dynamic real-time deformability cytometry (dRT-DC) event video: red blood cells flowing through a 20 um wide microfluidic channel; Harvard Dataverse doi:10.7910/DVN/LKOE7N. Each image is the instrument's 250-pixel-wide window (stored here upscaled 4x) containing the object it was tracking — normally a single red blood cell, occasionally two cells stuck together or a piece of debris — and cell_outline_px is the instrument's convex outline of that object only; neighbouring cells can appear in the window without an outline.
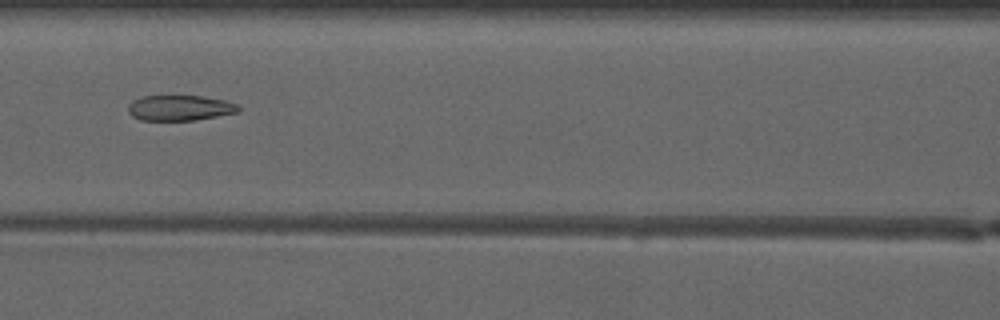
{"species": "common noctule bat (a hibernating species)", "species_latin": "Nyctalus noctula", "temperature_condition": "warm", "stored_images_in_passage": 7, "camera_frame_rate_fps": 3000, "um_per_image_px": 0.085, "animal": {"sex": "male", "forearm_length_mm": 52.5}, "frame": {"image": 1, "passage_image": 7, "time_ms": 7.0, "image_size_px": [1000, 320], "cell_outline_px": [[240, 108], [236, 112], [196, 120], [140, 120], [132, 116], [128, 112], [128, 104], [132, 100], [140, 96], [200, 96], [224, 100], [236, 104]], "centroid_in_image_um": [15.22, 9.17], "position_along_channel_um": 151.4, "area_um2": 16.24}}